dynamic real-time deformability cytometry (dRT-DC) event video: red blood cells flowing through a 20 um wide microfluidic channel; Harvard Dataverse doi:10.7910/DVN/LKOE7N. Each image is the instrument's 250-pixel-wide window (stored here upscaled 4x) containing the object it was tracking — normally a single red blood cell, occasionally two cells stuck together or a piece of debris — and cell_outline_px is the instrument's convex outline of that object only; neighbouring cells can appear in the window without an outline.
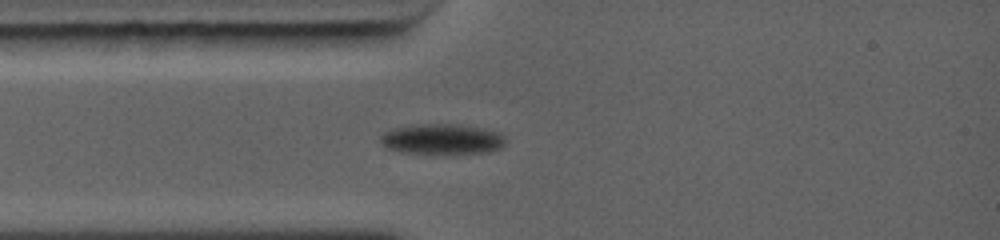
{"species": "common noctule bat (a hibernating species)", "species_latin": "Nyctalus noctula", "temperature_condition": "warm", "stored_images_in_passage": 4, "camera_frame_rate_fps": 5000, "um_per_image_px": 0.085, "animal": {"sex": "female", "body_mass_g": 19.0, "forearm_length_mm": 56.7}, "frame": {"image": 1, "passage_image": 4, "time_ms": 1.8, "image_size_px": [1000, 240], "cell_outline_px": [[504, 140], [496, 148], [480, 152], [404, 152], [392, 148], [384, 144], [380, 140], [380, 136], [396, 128], [428, 124], [448, 124], [472, 128], [492, 132], [504, 136]], "centroid_in_image_um": [37.49, 11.82], "position_along_channel_um": 47.5, "area_um2": 20.11}}